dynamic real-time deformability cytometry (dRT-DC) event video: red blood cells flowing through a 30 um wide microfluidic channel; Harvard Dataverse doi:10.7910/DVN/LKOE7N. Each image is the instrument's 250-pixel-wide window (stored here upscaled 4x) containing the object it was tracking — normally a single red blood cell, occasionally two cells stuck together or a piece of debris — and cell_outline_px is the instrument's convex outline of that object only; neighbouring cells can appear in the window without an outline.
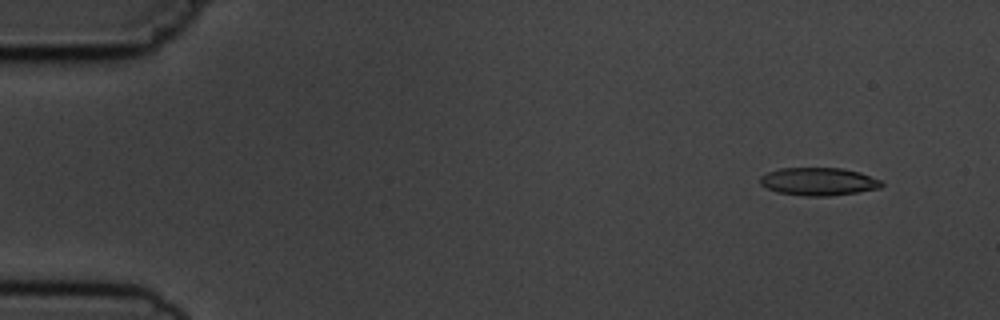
{"species": "common noctule bat (a hibernating species)", "species_latin": "Nyctalus noctula", "temperature_condition": "cold", "stored_images_in_passage": 6, "segment_of_instrument_passage": [1, 2], "camera_frame_rate_fps": 3000, "um_per_image_px": 0.085, "animal": {"sex": "male", "body_mass_g": 19.5, "forearm_length_mm": 54.6}, "frame": {"image": 1, "passage_image": 2, "time_ms": 1.333, "image_size_px": [1000, 320], "cell_outline_px": [[884, 184], [880, 188], [856, 192], [828, 196], [804, 196], [776, 192], [760, 184], [760, 176], [768, 172], [780, 168], [840, 168], [860, 172], [880, 180]], "centroid_in_image_um": [69.56, 15.43], "position_along_channel_um": 15.4, "area_um2": 19.65}}
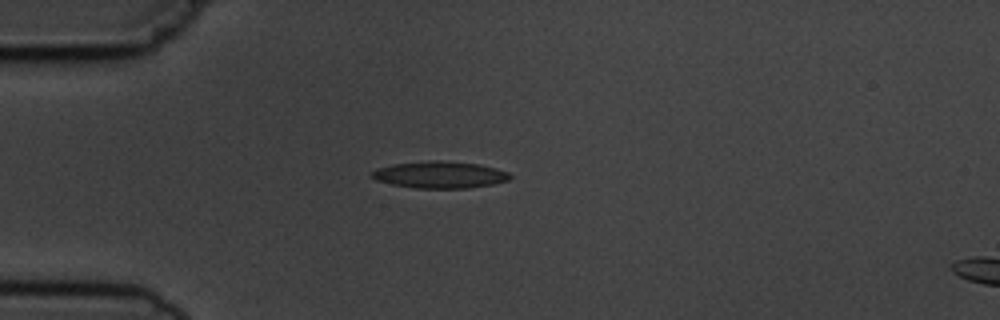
{"frame": {"image": 2, "passage_image": 5, "time_ms": 4.667, "image_size_px": [1000, 320], "cell_outline_px": [[512, 176], [508, 180], [492, 184], [468, 188], [416, 188], [392, 184], [376, 180], [368, 176], [376, 168], [392, 164], [432, 160], [436, 160], [480, 164], [496, 168], [508, 172]], "centroid_in_image_um": [37.36, 14.85], "position_along_channel_um": 47.6, "area_um2": 21.62}}